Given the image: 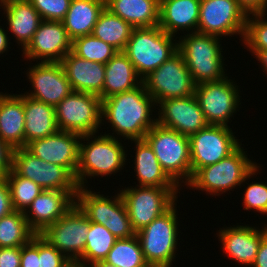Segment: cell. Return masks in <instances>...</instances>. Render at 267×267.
<instances>
[{
  "instance_id": "30",
  "label": "cell",
  "mask_w": 267,
  "mask_h": 267,
  "mask_svg": "<svg viewBox=\"0 0 267 267\" xmlns=\"http://www.w3.org/2000/svg\"><path fill=\"white\" fill-rule=\"evenodd\" d=\"M142 83V79L137 75L136 70L121 51L117 52L105 64V81L103 85V99L114 94L132 90Z\"/></svg>"
},
{
  "instance_id": "41",
  "label": "cell",
  "mask_w": 267,
  "mask_h": 267,
  "mask_svg": "<svg viewBox=\"0 0 267 267\" xmlns=\"http://www.w3.org/2000/svg\"><path fill=\"white\" fill-rule=\"evenodd\" d=\"M69 259L39 234V267H64Z\"/></svg>"
},
{
  "instance_id": "27",
  "label": "cell",
  "mask_w": 267,
  "mask_h": 267,
  "mask_svg": "<svg viewBox=\"0 0 267 267\" xmlns=\"http://www.w3.org/2000/svg\"><path fill=\"white\" fill-rule=\"evenodd\" d=\"M25 114V146L33 140L42 139L56 133L55 107L23 94Z\"/></svg>"
},
{
  "instance_id": "40",
  "label": "cell",
  "mask_w": 267,
  "mask_h": 267,
  "mask_svg": "<svg viewBox=\"0 0 267 267\" xmlns=\"http://www.w3.org/2000/svg\"><path fill=\"white\" fill-rule=\"evenodd\" d=\"M40 14L42 20L62 21L71 0H28Z\"/></svg>"
},
{
  "instance_id": "8",
  "label": "cell",
  "mask_w": 267,
  "mask_h": 267,
  "mask_svg": "<svg viewBox=\"0 0 267 267\" xmlns=\"http://www.w3.org/2000/svg\"><path fill=\"white\" fill-rule=\"evenodd\" d=\"M99 193L91 191L90 188H79L75 204L90 222L105 226L118 239L135 236L136 232L132 228L120 192L118 191L114 198Z\"/></svg>"
},
{
  "instance_id": "35",
  "label": "cell",
  "mask_w": 267,
  "mask_h": 267,
  "mask_svg": "<svg viewBox=\"0 0 267 267\" xmlns=\"http://www.w3.org/2000/svg\"><path fill=\"white\" fill-rule=\"evenodd\" d=\"M104 261L117 267H150L137 235L117 239Z\"/></svg>"
},
{
  "instance_id": "45",
  "label": "cell",
  "mask_w": 267,
  "mask_h": 267,
  "mask_svg": "<svg viewBox=\"0 0 267 267\" xmlns=\"http://www.w3.org/2000/svg\"><path fill=\"white\" fill-rule=\"evenodd\" d=\"M13 210L10 191L5 178H0V218L8 215Z\"/></svg>"
},
{
  "instance_id": "31",
  "label": "cell",
  "mask_w": 267,
  "mask_h": 267,
  "mask_svg": "<svg viewBox=\"0 0 267 267\" xmlns=\"http://www.w3.org/2000/svg\"><path fill=\"white\" fill-rule=\"evenodd\" d=\"M106 8L133 28L159 25L160 4L156 0H106Z\"/></svg>"
},
{
  "instance_id": "39",
  "label": "cell",
  "mask_w": 267,
  "mask_h": 267,
  "mask_svg": "<svg viewBox=\"0 0 267 267\" xmlns=\"http://www.w3.org/2000/svg\"><path fill=\"white\" fill-rule=\"evenodd\" d=\"M246 184L248 186L244 190L243 203H241L244 210H253L267 215V184L264 181H254Z\"/></svg>"
},
{
  "instance_id": "23",
  "label": "cell",
  "mask_w": 267,
  "mask_h": 267,
  "mask_svg": "<svg viewBox=\"0 0 267 267\" xmlns=\"http://www.w3.org/2000/svg\"><path fill=\"white\" fill-rule=\"evenodd\" d=\"M60 63L73 91L93 94L103 100L105 64L80 58L72 51Z\"/></svg>"
},
{
  "instance_id": "50",
  "label": "cell",
  "mask_w": 267,
  "mask_h": 267,
  "mask_svg": "<svg viewBox=\"0 0 267 267\" xmlns=\"http://www.w3.org/2000/svg\"><path fill=\"white\" fill-rule=\"evenodd\" d=\"M64 267H88L79 260H69Z\"/></svg>"
},
{
  "instance_id": "12",
  "label": "cell",
  "mask_w": 267,
  "mask_h": 267,
  "mask_svg": "<svg viewBox=\"0 0 267 267\" xmlns=\"http://www.w3.org/2000/svg\"><path fill=\"white\" fill-rule=\"evenodd\" d=\"M228 78L196 85L195 96L209 125L229 126V120L239 112L240 88Z\"/></svg>"
},
{
  "instance_id": "34",
  "label": "cell",
  "mask_w": 267,
  "mask_h": 267,
  "mask_svg": "<svg viewBox=\"0 0 267 267\" xmlns=\"http://www.w3.org/2000/svg\"><path fill=\"white\" fill-rule=\"evenodd\" d=\"M117 239L105 226L90 222L85 249L79 261L88 267L95 262L104 261Z\"/></svg>"
},
{
  "instance_id": "36",
  "label": "cell",
  "mask_w": 267,
  "mask_h": 267,
  "mask_svg": "<svg viewBox=\"0 0 267 267\" xmlns=\"http://www.w3.org/2000/svg\"><path fill=\"white\" fill-rule=\"evenodd\" d=\"M13 210L24 212L33 200L44 190L32 180L17 175L12 169L5 175Z\"/></svg>"
},
{
  "instance_id": "29",
  "label": "cell",
  "mask_w": 267,
  "mask_h": 267,
  "mask_svg": "<svg viewBox=\"0 0 267 267\" xmlns=\"http://www.w3.org/2000/svg\"><path fill=\"white\" fill-rule=\"evenodd\" d=\"M106 7V0H71L62 20L69 38L91 35L99 15Z\"/></svg>"
},
{
  "instance_id": "15",
  "label": "cell",
  "mask_w": 267,
  "mask_h": 267,
  "mask_svg": "<svg viewBox=\"0 0 267 267\" xmlns=\"http://www.w3.org/2000/svg\"><path fill=\"white\" fill-rule=\"evenodd\" d=\"M247 16L237 0H200L197 32L219 38L239 35L242 41Z\"/></svg>"
},
{
  "instance_id": "13",
  "label": "cell",
  "mask_w": 267,
  "mask_h": 267,
  "mask_svg": "<svg viewBox=\"0 0 267 267\" xmlns=\"http://www.w3.org/2000/svg\"><path fill=\"white\" fill-rule=\"evenodd\" d=\"M12 170L44 190L78 192L79 189L75 176L67 168L45 162L25 147L13 150Z\"/></svg>"
},
{
  "instance_id": "14",
  "label": "cell",
  "mask_w": 267,
  "mask_h": 267,
  "mask_svg": "<svg viewBox=\"0 0 267 267\" xmlns=\"http://www.w3.org/2000/svg\"><path fill=\"white\" fill-rule=\"evenodd\" d=\"M189 144L193 175L198 169L226 158L242 143L230 126L208 125L189 136Z\"/></svg>"
},
{
  "instance_id": "16",
  "label": "cell",
  "mask_w": 267,
  "mask_h": 267,
  "mask_svg": "<svg viewBox=\"0 0 267 267\" xmlns=\"http://www.w3.org/2000/svg\"><path fill=\"white\" fill-rule=\"evenodd\" d=\"M90 221L80 208H72L40 235L69 260H79L83 256Z\"/></svg>"
},
{
  "instance_id": "44",
  "label": "cell",
  "mask_w": 267,
  "mask_h": 267,
  "mask_svg": "<svg viewBox=\"0 0 267 267\" xmlns=\"http://www.w3.org/2000/svg\"><path fill=\"white\" fill-rule=\"evenodd\" d=\"M13 149L0 138V178L12 169Z\"/></svg>"
},
{
  "instance_id": "38",
  "label": "cell",
  "mask_w": 267,
  "mask_h": 267,
  "mask_svg": "<svg viewBox=\"0 0 267 267\" xmlns=\"http://www.w3.org/2000/svg\"><path fill=\"white\" fill-rule=\"evenodd\" d=\"M267 13L247 16L243 44L247 50H267Z\"/></svg>"
},
{
  "instance_id": "10",
  "label": "cell",
  "mask_w": 267,
  "mask_h": 267,
  "mask_svg": "<svg viewBox=\"0 0 267 267\" xmlns=\"http://www.w3.org/2000/svg\"><path fill=\"white\" fill-rule=\"evenodd\" d=\"M59 130L82 135L97 134L102 126L100 97L73 91L55 106Z\"/></svg>"
},
{
  "instance_id": "18",
  "label": "cell",
  "mask_w": 267,
  "mask_h": 267,
  "mask_svg": "<svg viewBox=\"0 0 267 267\" xmlns=\"http://www.w3.org/2000/svg\"><path fill=\"white\" fill-rule=\"evenodd\" d=\"M70 51L72 40L63 22L42 20L31 41L22 50V58L37 62H61Z\"/></svg>"
},
{
  "instance_id": "28",
  "label": "cell",
  "mask_w": 267,
  "mask_h": 267,
  "mask_svg": "<svg viewBox=\"0 0 267 267\" xmlns=\"http://www.w3.org/2000/svg\"><path fill=\"white\" fill-rule=\"evenodd\" d=\"M135 145L133 153L134 171L139 186L179 187L162 169L153 149L143 140H132Z\"/></svg>"
},
{
  "instance_id": "3",
  "label": "cell",
  "mask_w": 267,
  "mask_h": 267,
  "mask_svg": "<svg viewBox=\"0 0 267 267\" xmlns=\"http://www.w3.org/2000/svg\"><path fill=\"white\" fill-rule=\"evenodd\" d=\"M242 144L229 156L215 164L198 169L185 185L209 195L221 196L234 191L260 171V166L246 155ZM247 180V181H246Z\"/></svg>"
},
{
  "instance_id": "11",
  "label": "cell",
  "mask_w": 267,
  "mask_h": 267,
  "mask_svg": "<svg viewBox=\"0 0 267 267\" xmlns=\"http://www.w3.org/2000/svg\"><path fill=\"white\" fill-rule=\"evenodd\" d=\"M142 82L156 105L169 98L195 95L196 84L179 52L152 71Z\"/></svg>"
},
{
  "instance_id": "17",
  "label": "cell",
  "mask_w": 267,
  "mask_h": 267,
  "mask_svg": "<svg viewBox=\"0 0 267 267\" xmlns=\"http://www.w3.org/2000/svg\"><path fill=\"white\" fill-rule=\"evenodd\" d=\"M26 70L30 85L29 92L24 94L33 99L56 106L66 96L73 92L60 62H38Z\"/></svg>"
},
{
  "instance_id": "24",
  "label": "cell",
  "mask_w": 267,
  "mask_h": 267,
  "mask_svg": "<svg viewBox=\"0 0 267 267\" xmlns=\"http://www.w3.org/2000/svg\"><path fill=\"white\" fill-rule=\"evenodd\" d=\"M0 9L7 20V29L22 50L31 41L42 21L40 14L28 0H0Z\"/></svg>"
},
{
  "instance_id": "52",
  "label": "cell",
  "mask_w": 267,
  "mask_h": 267,
  "mask_svg": "<svg viewBox=\"0 0 267 267\" xmlns=\"http://www.w3.org/2000/svg\"><path fill=\"white\" fill-rule=\"evenodd\" d=\"M159 4H161L165 0H156Z\"/></svg>"
},
{
  "instance_id": "1",
  "label": "cell",
  "mask_w": 267,
  "mask_h": 267,
  "mask_svg": "<svg viewBox=\"0 0 267 267\" xmlns=\"http://www.w3.org/2000/svg\"><path fill=\"white\" fill-rule=\"evenodd\" d=\"M156 106L143 82L132 90L101 100L102 124L104 125L105 119V123H110V128L113 129L112 134L106 135L119 139L122 137L124 141L143 140L146 133L157 123L153 116Z\"/></svg>"
},
{
  "instance_id": "19",
  "label": "cell",
  "mask_w": 267,
  "mask_h": 267,
  "mask_svg": "<svg viewBox=\"0 0 267 267\" xmlns=\"http://www.w3.org/2000/svg\"><path fill=\"white\" fill-rule=\"evenodd\" d=\"M157 110V123L181 135L189 137L209 125L195 95L163 100Z\"/></svg>"
},
{
  "instance_id": "51",
  "label": "cell",
  "mask_w": 267,
  "mask_h": 267,
  "mask_svg": "<svg viewBox=\"0 0 267 267\" xmlns=\"http://www.w3.org/2000/svg\"><path fill=\"white\" fill-rule=\"evenodd\" d=\"M89 267H117V266L109 264L106 261H98V262L91 264Z\"/></svg>"
},
{
  "instance_id": "5",
  "label": "cell",
  "mask_w": 267,
  "mask_h": 267,
  "mask_svg": "<svg viewBox=\"0 0 267 267\" xmlns=\"http://www.w3.org/2000/svg\"><path fill=\"white\" fill-rule=\"evenodd\" d=\"M178 40V52L196 85L225 78V67L221 52V38L199 32L187 33Z\"/></svg>"
},
{
  "instance_id": "4",
  "label": "cell",
  "mask_w": 267,
  "mask_h": 267,
  "mask_svg": "<svg viewBox=\"0 0 267 267\" xmlns=\"http://www.w3.org/2000/svg\"><path fill=\"white\" fill-rule=\"evenodd\" d=\"M174 38L158 25L134 28L122 52L143 80L178 52L179 37Z\"/></svg>"
},
{
  "instance_id": "26",
  "label": "cell",
  "mask_w": 267,
  "mask_h": 267,
  "mask_svg": "<svg viewBox=\"0 0 267 267\" xmlns=\"http://www.w3.org/2000/svg\"><path fill=\"white\" fill-rule=\"evenodd\" d=\"M23 94L0 92V138L13 150L25 147Z\"/></svg>"
},
{
  "instance_id": "37",
  "label": "cell",
  "mask_w": 267,
  "mask_h": 267,
  "mask_svg": "<svg viewBox=\"0 0 267 267\" xmlns=\"http://www.w3.org/2000/svg\"><path fill=\"white\" fill-rule=\"evenodd\" d=\"M72 52L80 58L106 64L118 51L91 34L75 38Z\"/></svg>"
},
{
  "instance_id": "20",
  "label": "cell",
  "mask_w": 267,
  "mask_h": 267,
  "mask_svg": "<svg viewBox=\"0 0 267 267\" xmlns=\"http://www.w3.org/2000/svg\"><path fill=\"white\" fill-rule=\"evenodd\" d=\"M81 135L58 130L42 139L33 140L25 148L45 162L67 168L76 178Z\"/></svg>"
},
{
  "instance_id": "6",
  "label": "cell",
  "mask_w": 267,
  "mask_h": 267,
  "mask_svg": "<svg viewBox=\"0 0 267 267\" xmlns=\"http://www.w3.org/2000/svg\"><path fill=\"white\" fill-rule=\"evenodd\" d=\"M144 140L153 149L162 169L180 188L190 181L192 169L188 136L156 123Z\"/></svg>"
},
{
  "instance_id": "22",
  "label": "cell",
  "mask_w": 267,
  "mask_h": 267,
  "mask_svg": "<svg viewBox=\"0 0 267 267\" xmlns=\"http://www.w3.org/2000/svg\"><path fill=\"white\" fill-rule=\"evenodd\" d=\"M77 192L43 190L23 212L36 233H42L48 226L64 216L75 204Z\"/></svg>"
},
{
  "instance_id": "47",
  "label": "cell",
  "mask_w": 267,
  "mask_h": 267,
  "mask_svg": "<svg viewBox=\"0 0 267 267\" xmlns=\"http://www.w3.org/2000/svg\"><path fill=\"white\" fill-rule=\"evenodd\" d=\"M251 267H267V234L261 239L255 261Z\"/></svg>"
},
{
  "instance_id": "7",
  "label": "cell",
  "mask_w": 267,
  "mask_h": 267,
  "mask_svg": "<svg viewBox=\"0 0 267 267\" xmlns=\"http://www.w3.org/2000/svg\"><path fill=\"white\" fill-rule=\"evenodd\" d=\"M176 206L175 202L166 212L136 233L150 267H172L176 261L177 237L181 233Z\"/></svg>"
},
{
  "instance_id": "46",
  "label": "cell",
  "mask_w": 267,
  "mask_h": 267,
  "mask_svg": "<svg viewBox=\"0 0 267 267\" xmlns=\"http://www.w3.org/2000/svg\"><path fill=\"white\" fill-rule=\"evenodd\" d=\"M237 2L247 15L267 12V0H237Z\"/></svg>"
},
{
  "instance_id": "49",
  "label": "cell",
  "mask_w": 267,
  "mask_h": 267,
  "mask_svg": "<svg viewBox=\"0 0 267 267\" xmlns=\"http://www.w3.org/2000/svg\"><path fill=\"white\" fill-rule=\"evenodd\" d=\"M8 32L0 25V54L6 53L9 49L10 39L7 36Z\"/></svg>"
},
{
  "instance_id": "2",
  "label": "cell",
  "mask_w": 267,
  "mask_h": 267,
  "mask_svg": "<svg viewBox=\"0 0 267 267\" xmlns=\"http://www.w3.org/2000/svg\"><path fill=\"white\" fill-rule=\"evenodd\" d=\"M106 135H82L79 142L76 181L79 188H88V178L117 174L127 162V151L121 139ZM87 141V142H85ZM85 143V144H84ZM87 177V178H86Z\"/></svg>"
},
{
  "instance_id": "48",
  "label": "cell",
  "mask_w": 267,
  "mask_h": 267,
  "mask_svg": "<svg viewBox=\"0 0 267 267\" xmlns=\"http://www.w3.org/2000/svg\"><path fill=\"white\" fill-rule=\"evenodd\" d=\"M260 62L262 71L267 75V50H248Z\"/></svg>"
},
{
  "instance_id": "25",
  "label": "cell",
  "mask_w": 267,
  "mask_h": 267,
  "mask_svg": "<svg viewBox=\"0 0 267 267\" xmlns=\"http://www.w3.org/2000/svg\"><path fill=\"white\" fill-rule=\"evenodd\" d=\"M200 0H165L159 8V27L170 35L197 32Z\"/></svg>"
},
{
  "instance_id": "43",
  "label": "cell",
  "mask_w": 267,
  "mask_h": 267,
  "mask_svg": "<svg viewBox=\"0 0 267 267\" xmlns=\"http://www.w3.org/2000/svg\"><path fill=\"white\" fill-rule=\"evenodd\" d=\"M20 247H0V267H20Z\"/></svg>"
},
{
  "instance_id": "32",
  "label": "cell",
  "mask_w": 267,
  "mask_h": 267,
  "mask_svg": "<svg viewBox=\"0 0 267 267\" xmlns=\"http://www.w3.org/2000/svg\"><path fill=\"white\" fill-rule=\"evenodd\" d=\"M134 28L106 7L99 15L92 35L113 46L118 52L124 50Z\"/></svg>"
},
{
  "instance_id": "42",
  "label": "cell",
  "mask_w": 267,
  "mask_h": 267,
  "mask_svg": "<svg viewBox=\"0 0 267 267\" xmlns=\"http://www.w3.org/2000/svg\"><path fill=\"white\" fill-rule=\"evenodd\" d=\"M20 267H39V234L21 246Z\"/></svg>"
},
{
  "instance_id": "33",
  "label": "cell",
  "mask_w": 267,
  "mask_h": 267,
  "mask_svg": "<svg viewBox=\"0 0 267 267\" xmlns=\"http://www.w3.org/2000/svg\"><path fill=\"white\" fill-rule=\"evenodd\" d=\"M35 235L22 211L14 210L0 218V247L23 246Z\"/></svg>"
},
{
  "instance_id": "9",
  "label": "cell",
  "mask_w": 267,
  "mask_h": 267,
  "mask_svg": "<svg viewBox=\"0 0 267 267\" xmlns=\"http://www.w3.org/2000/svg\"><path fill=\"white\" fill-rule=\"evenodd\" d=\"M119 188L133 230L137 233L177 202L180 187ZM179 191V192H178Z\"/></svg>"
},
{
  "instance_id": "21",
  "label": "cell",
  "mask_w": 267,
  "mask_h": 267,
  "mask_svg": "<svg viewBox=\"0 0 267 267\" xmlns=\"http://www.w3.org/2000/svg\"><path fill=\"white\" fill-rule=\"evenodd\" d=\"M258 227L247 225H233L222 227L217 231L218 240L222 243L223 253L238 263L251 267L255 261L261 239L267 234V225Z\"/></svg>"
}]
</instances>
